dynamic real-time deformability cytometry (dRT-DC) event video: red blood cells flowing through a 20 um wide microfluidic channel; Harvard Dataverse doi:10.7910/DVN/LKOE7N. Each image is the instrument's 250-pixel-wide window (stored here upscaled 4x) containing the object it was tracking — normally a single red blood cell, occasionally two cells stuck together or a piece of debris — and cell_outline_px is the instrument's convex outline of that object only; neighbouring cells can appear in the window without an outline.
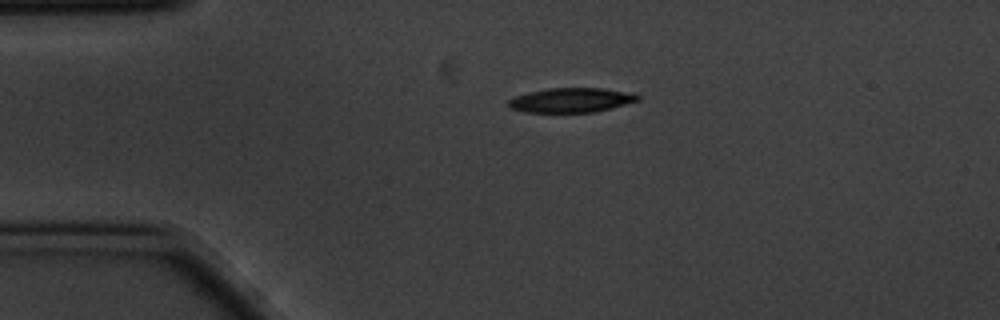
{"species": "common noctule bat (a hibernating species)", "species_latin": "Nyctalus noctula", "temperature_condition": "cold", "stored_images_in_passage": 2, "camera_frame_rate_fps": 3000, "um_per_image_px": 0.085, "animal": {"sex": "male", "body_mass_g": 20.1, "forearm_length_mm": 53.5}, "frame": {"image": 1, "passage_image": 1, "time_ms": 0.0, "image_size_px": [1000, 320], "cell_outline_px": [[640, 100], [612, 108], [592, 112], [524, 112], [512, 108], [508, 104], [508, 100], [512, 96], [528, 92], [548, 88], [604, 88], [624, 92], [640, 96]], "centroid_in_image_um": [48.51, 8.51], "position_along_channel_um": 36.5, "area_um2": 18.38}}